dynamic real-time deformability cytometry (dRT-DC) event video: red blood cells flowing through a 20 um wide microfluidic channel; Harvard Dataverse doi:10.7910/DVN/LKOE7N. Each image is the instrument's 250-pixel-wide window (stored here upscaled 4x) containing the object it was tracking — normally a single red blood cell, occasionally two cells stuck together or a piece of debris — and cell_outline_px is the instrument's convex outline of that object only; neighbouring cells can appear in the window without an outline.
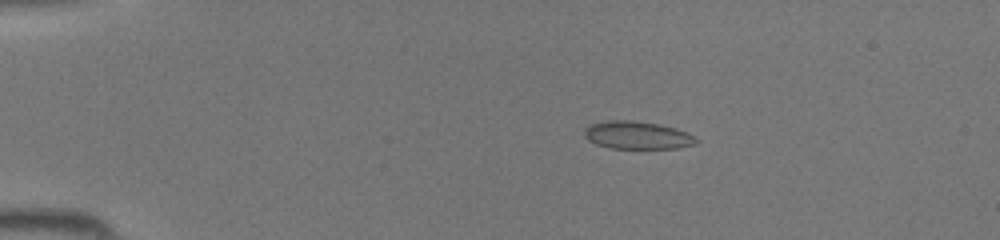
{"species": "common noctule bat (a hibernating species)", "species_latin": "Nyctalus noctula", "temperature_condition": "room temperature", "stored_images_in_passage": 44, "camera_frame_rate_fps": 3000, "um_per_image_px": 0.085, "animal": {"sex": "female", "body_mass_g": 19.5, "forearm_length_mm": 54.1}, "frame": {"image": 1, "passage_image": 9, "time_ms": 2.667, "image_size_px": [1000, 240], "cell_outline_px": [[700, 140], [696, 144], [676, 148], [608, 148], [596, 144], [588, 140], [584, 136], [584, 128], [592, 124], [604, 120], [632, 120], [660, 124], [676, 128], [688, 132]], "centroid_in_image_um": [54.17, 11.48], "position_along_channel_um": 30.8, "area_um2": 18.32}}
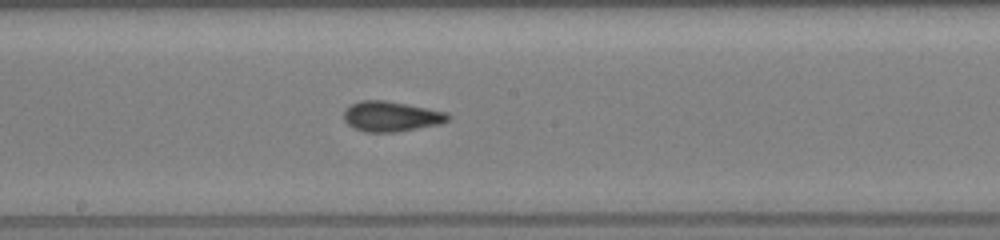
{"frame": {"image": 2, "passage_image": 25, "time_ms": 8.0, "image_size_px": [1000, 240], "cell_outline_px": [[452, 116], [448, 120], [440, 124], [396, 132], [364, 132], [352, 128], [344, 120], [344, 108], [360, 100], [384, 100], [448, 112]], "centroid_in_image_um": [33.23, 9.9], "position_along_channel_um": 215.0, "area_um2": 18.44}}
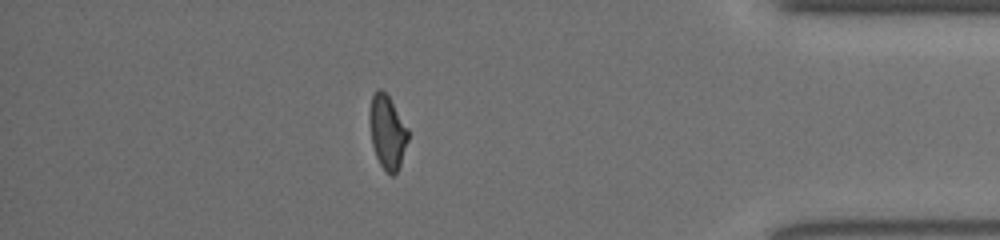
{"frame": {"image": 3, "passage_image": 39, "time_ms": 12.667, "image_size_px": [1000, 240], "cell_outline_px": [[408, 140], [400, 164], [396, 172], [392, 176], [380, 164], [376, 156], [372, 144], [368, 120], [368, 112], [372, 96], [376, 88], [380, 88], [388, 96], [408, 128]], "centroid_in_image_um": [32.89, 11.18], "position_along_channel_um": 402.3, "area_um2": 16.47}}